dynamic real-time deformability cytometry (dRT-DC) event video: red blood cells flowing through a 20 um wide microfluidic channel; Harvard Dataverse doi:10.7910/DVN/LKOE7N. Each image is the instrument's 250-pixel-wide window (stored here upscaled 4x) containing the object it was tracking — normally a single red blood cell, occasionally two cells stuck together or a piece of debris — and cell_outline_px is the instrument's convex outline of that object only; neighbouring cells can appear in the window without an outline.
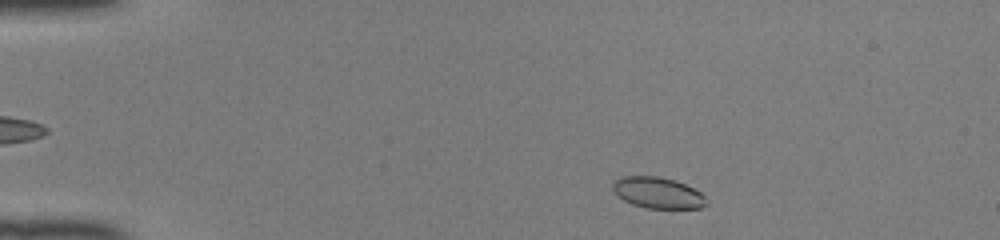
{"species": "common noctule bat (a hibernating species)", "species_latin": "Nyctalus noctula", "temperature_condition": "room temperature", "stored_images_in_passage": 44, "camera_frame_rate_fps": 3000, "um_per_image_px": 0.085, "animal": {"sex": "female", "body_mass_g": 22.0, "forearm_length_mm": 56.7}, "frame": {"image": 1, "passage_image": 3, "time_ms": 0.667, "image_size_px": [1000, 240], "cell_outline_px": [[708, 204], [700, 208], [644, 208], [632, 204], [624, 200], [612, 188], [612, 180], [620, 176], [656, 176], [672, 180], [684, 184], [700, 192], [704, 196]], "centroid_in_image_um": [55.88, 16.38], "position_along_channel_um": 29.1, "area_um2": 16.88}}
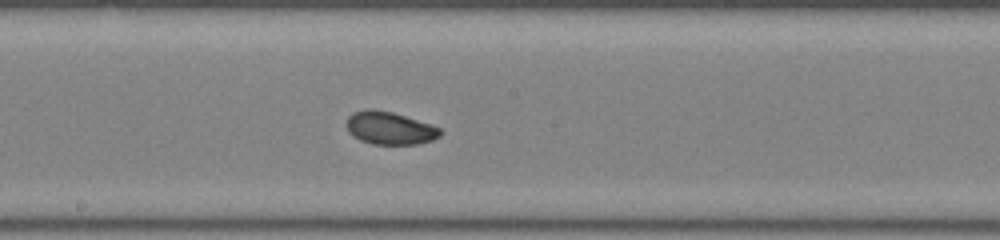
{"frame": {"image": 2, "passage_image": 22, "time_ms": 7.0, "image_size_px": [1000, 240], "cell_outline_px": [[444, 132], [440, 136], [432, 140], [416, 144], [372, 144], [360, 140], [352, 136], [348, 132], [348, 116], [352, 112], [368, 108], [372, 108], [392, 112], [440, 128]], "centroid_in_image_um": [33.11, 10.89], "position_along_channel_um": 215.1, "area_um2": 17.8}}
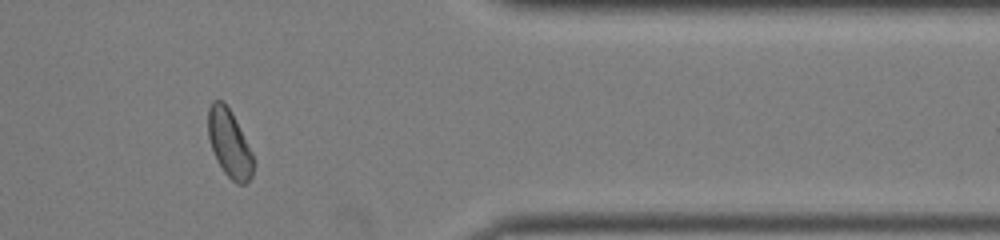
{"frame": {"image": 3, "passage_image": 36, "time_ms": 11.667, "image_size_px": [1000, 240], "cell_outline_px": [[256, 164], [252, 176], [244, 184], [236, 184], [224, 172], [216, 160], [208, 136], [208, 108], [212, 100], [224, 100], [252, 152]], "centroid_in_image_um": [19.5, 12.22], "position_along_channel_um": 391.9, "area_um2": 17.8}, "authors_computed_cell_mechanics": {"area_um2": 17.8024, "velocity_mm_per_s": 4.1021, "shape_relaxation_time_tau1_ms": 2.8897, "shape_relaxation_time_tau2_ms": 1.5811, "deformation_change_tau1": 0.1046, "deformation_change_tau2": 0.0441}}